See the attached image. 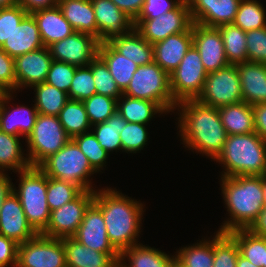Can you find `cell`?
<instances>
[{"instance_id": "cell-28", "label": "cell", "mask_w": 266, "mask_h": 267, "mask_svg": "<svg viewBox=\"0 0 266 267\" xmlns=\"http://www.w3.org/2000/svg\"><path fill=\"white\" fill-rule=\"evenodd\" d=\"M58 6L74 31L97 38V23L91 0H59Z\"/></svg>"}, {"instance_id": "cell-13", "label": "cell", "mask_w": 266, "mask_h": 267, "mask_svg": "<svg viewBox=\"0 0 266 267\" xmlns=\"http://www.w3.org/2000/svg\"><path fill=\"white\" fill-rule=\"evenodd\" d=\"M93 201L94 191H83L71 202L51 211L49 223L41 235L50 238L72 237Z\"/></svg>"}, {"instance_id": "cell-50", "label": "cell", "mask_w": 266, "mask_h": 267, "mask_svg": "<svg viewBox=\"0 0 266 267\" xmlns=\"http://www.w3.org/2000/svg\"><path fill=\"white\" fill-rule=\"evenodd\" d=\"M27 14L20 5L0 9V47Z\"/></svg>"}, {"instance_id": "cell-44", "label": "cell", "mask_w": 266, "mask_h": 267, "mask_svg": "<svg viewBox=\"0 0 266 267\" xmlns=\"http://www.w3.org/2000/svg\"><path fill=\"white\" fill-rule=\"evenodd\" d=\"M85 154L91 166L99 173L106 166L109 153L102 148L93 132H86L72 138Z\"/></svg>"}, {"instance_id": "cell-22", "label": "cell", "mask_w": 266, "mask_h": 267, "mask_svg": "<svg viewBox=\"0 0 266 267\" xmlns=\"http://www.w3.org/2000/svg\"><path fill=\"white\" fill-rule=\"evenodd\" d=\"M67 267H118L120 253H103L82 245L73 237L61 238Z\"/></svg>"}, {"instance_id": "cell-36", "label": "cell", "mask_w": 266, "mask_h": 267, "mask_svg": "<svg viewBox=\"0 0 266 267\" xmlns=\"http://www.w3.org/2000/svg\"><path fill=\"white\" fill-rule=\"evenodd\" d=\"M31 88L35 92V104H33L38 114L58 116L66 102L69 100L68 94L46 82L36 84Z\"/></svg>"}, {"instance_id": "cell-31", "label": "cell", "mask_w": 266, "mask_h": 267, "mask_svg": "<svg viewBox=\"0 0 266 267\" xmlns=\"http://www.w3.org/2000/svg\"><path fill=\"white\" fill-rule=\"evenodd\" d=\"M98 56L108 66L110 74L119 89L124 92L129 86L133 74L139 65L122 56L109 43L99 45Z\"/></svg>"}, {"instance_id": "cell-10", "label": "cell", "mask_w": 266, "mask_h": 267, "mask_svg": "<svg viewBox=\"0 0 266 267\" xmlns=\"http://www.w3.org/2000/svg\"><path fill=\"white\" fill-rule=\"evenodd\" d=\"M197 100L214 108L238 104L243 101L242 86L236 65L208 73L202 93Z\"/></svg>"}, {"instance_id": "cell-20", "label": "cell", "mask_w": 266, "mask_h": 267, "mask_svg": "<svg viewBox=\"0 0 266 267\" xmlns=\"http://www.w3.org/2000/svg\"><path fill=\"white\" fill-rule=\"evenodd\" d=\"M72 237L95 251L119 253L110 243L102 211L94 203L86 210L81 224Z\"/></svg>"}, {"instance_id": "cell-12", "label": "cell", "mask_w": 266, "mask_h": 267, "mask_svg": "<svg viewBox=\"0 0 266 267\" xmlns=\"http://www.w3.org/2000/svg\"><path fill=\"white\" fill-rule=\"evenodd\" d=\"M193 24L187 0L153 20H135L134 29L152 45L168 36L186 32Z\"/></svg>"}, {"instance_id": "cell-14", "label": "cell", "mask_w": 266, "mask_h": 267, "mask_svg": "<svg viewBox=\"0 0 266 267\" xmlns=\"http://www.w3.org/2000/svg\"><path fill=\"white\" fill-rule=\"evenodd\" d=\"M99 40L93 35L73 32L49 46L53 60L76 67L88 66L97 56Z\"/></svg>"}, {"instance_id": "cell-29", "label": "cell", "mask_w": 266, "mask_h": 267, "mask_svg": "<svg viewBox=\"0 0 266 267\" xmlns=\"http://www.w3.org/2000/svg\"><path fill=\"white\" fill-rule=\"evenodd\" d=\"M109 44L122 56L137 65H145L154 61V48L135 29L123 36L113 38Z\"/></svg>"}, {"instance_id": "cell-56", "label": "cell", "mask_w": 266, "mask_h": 267, "mask_svg": "<svg viewBox=\"0 0 266 267\" xmlns=\"http://www.w3.org/2000/svg\"><path fill=\"white\" fill-rule=\"evenodd\" d=\"M20 5L28 14L35 11L52 8L58 5L59 0H17Z\"/></svg>"}, {"instance_id": "cell-26", "label": "cell", "mask_w": 266, "mask_h": 267, "mask_svg": "<svg viewBox=\"0 0 266 267\" xmlns=\"http://www.w3.org/2000/svg\"><path fill=\"white\" fill-rule=\"evenodd\" d=\"M32 15L37 22L45 47H49L54 42L60 41L75 32L58 5L35 11Z\"/></svg>"}, {"instance_id": "cell-3", "label": "cell", "mask_w": 266, "mask_h": 267, "mask_svg": "<svg viewBox=\"0 0 266 267\" xmlns=\"http://www.w3.org/2000/svg\"><path fill=\"white\" fill-rule=\"evenodd\" d=\"M221 190L230 219L218 231L248 229L264 207L262 176L221 177Z\"/></svg>"}, {"instance_id": "cell-41", "label": "cell", "mask_w": 266, "mask_h": 267, "mask_svg": "<svg viewBox=\"0 0 266 267\" xmlns=\"http://www.w3.org/2000/svg\"><path fill=\"white\" fill-rule=\"evenodd\" d=\"M83 190L70 182L47 177V203L50 211L77 198Z\"/></svg>"}, {"instance_id": "cell-47", "label": "cell", "mask_w": 266, "mask_h": 267, "mask_svg": "<svg viewBox=\"0 0 266 267\" xmlns=\"http://www.w3.org/2000/svg\"><path fill=\"white\" fill-rule=\"evenodd\" d=\"M120 134L122 151L137 153L144 149L148 141V131L145 124L127 122Z\"/></svg>"}, {"instance_id": "cell-24", "label": "cell", "mask_w": 266, "mask_h": 267, "mask_svg": "<svg viewBox=\"0 0 266 267\" xmlns=\"http://www.w3.org/2000/svg\"><path fill=\"white\" fill-rule=\"evenodd\" d=\"M42 47L44 44L37 22L32 14H27L0 48L15 58Z\"/></svg>"}, {"instance_id": "cell-38", "label": "cell", "mask_w": 266, "mask_h": 267, "mask_svg": "<svg viewBox=\"0 0 266 267\" xmlns=\"http://www.w3.org/2000/svg\"><path fill=\"white\" fill-rule=\"evenodd\" d=\"M58 119L71 139L79 134L90 132L89 122L83 102L69 99L59 112Z\"/></svg>"}, {"instance_id": "cell-46", "label": "cell", "mask_w": 266, "mask_h": 267, "mask_svg": "<svg viewBox=\"0 0 266 267\" xmlns=\"http://www.w3.org/2000/svg\"><path fill=\"white\" fill-rule=\"evenodd\" d=\"M95 93L96 87L91 72V63L88 66L77 67L68 92V98L83 102Z\"/></svg>"}, {"instance_id": "cell-17", "label": "cell", "mask_w": 266, "mask_h": 267, "mask_svg": "<svg viewBox=\"0 0 266 267\" xmlns=\"http://www.w3.org/2000/svg\"><path fill=\"white\" fill-rule=\"evenodd\" d=\"M194 23L219 27L233 24L241 0H187Z\"/></svg>"}, {"instance_id": "cell-5", "label": "cell", "mask_w": 266, "mask_h": 267, "mask_svg": "<svg viewBox=\"0 0 266 267\" xmlns=\"http://www.w3.org/2000/svg\"><path fill=\"white\" fill-rule=\"evenodd\" d=\"M38 167L47 177L73 183L83 191L96 190L89 178L97 171L73 139L57 153L43 160Z\"/></svg>"}, {"instance_id": "cell-61", "label": "cell", "mask_w": 266, "mask_h": 267, "mask_svg": "<svg viewBox=\"0 0 266 267\" xmlns=\"http://www.w3.org/2000/svg\"><path fill=\"white\" fill-rule=\"evenodd\" d=\"M9 91L0 84V104L4 101V99L7 97Z\"/></svg>"}, {"instance_id": "cell-37", "label": "cell", "mask_w": 266, "mask_h": 267, "mask_svg": "<svg viewBox=\"0 0 266 267\" xmlns=\"http://www.w3.org/2000/svg\"><path fill=\"white\" fill-rule=\"evenodd\" d=\"M221 33L224 50L229 64L236 65L248 62L246 31L234 24H224L217 27Z\"/></svg>"}, {"instance_id": "cell-27", "label": "cell", "mask_w": 266, "mask_h": 267, "mask_svg": "<svg viewBox=\"0 0 266 267\" xmlns=\"http://www.w3.org/2000/svg\"><path fill=\"white\" fill-rule=\"evenodd\" d=\"M126 258L128 264L126 263ZM175 256L153 247L137 244L120 253L119 267H176Z\"/></svg>"}, {"instance_id": "cell-11", "label": "cell", "mask_w": 266, "mask_h": 267, "mask_svg": "<svg viewBox=\"0 0 266 267\" xmlns=\"http://www.w3.org/2000/svg\"><path fill=\"white\" fill-rule=\"evenodd\" d=\"M17 267H67L62 239L37 234L18 244Z\"/></svg>"}, {"instance_id": "cell-7", "label": "cell", "mask_w": 266, "mask_h": 267, "mask_svg": "<svg viewBox=\"0 0 266 267\" xmlns=\"http://www.w3.org/2000/svg\"><path fill=\"white\" fill-rule=\"evenodd\" d=\"M123 95L153 101L166 113L173 112L177 103L170 90V76L154 61L138 66Z\"/></svg>"}, {"instance_id": "cell-1", "label": "cell", "mask_w": 266, "mask_h": 267, "mask_svg": "<svg viewBox=\"0 0 266 267\" xmlns=\"http://www.w3.org/2000/svg\"><path fill=\"white\" fill-rule=\"evenodd\" d=\"M176 108L180 112L177 127L182 144L214 161L223 151L227 138L218 108L205 105L197 99L183 100Z\"/></svg>"}, {"instance_id": "cell-19", "label": "cell", "mask_w": 266, "mask_h": 267, "mask_svg": "<svg viewBox=\"0 0 266 267\" xmlns=\"http://www.w3.org/2000/svg\"><path fill=\"white\" fill-rule=\"evenodd\" d=\"M0 235L17 244L34 238L37 233L27 222L19 197L12 191L0 209Z\"/></svg>"}, {"instance_id": "cell-8", "label": "cell", "mask_w": 266, "mask_h": 267, "mask_svg": "<svg viewBox=\"0 0 266 267\" xmlns=\"http://www.w3.org/2000/svg\"><path fill=\"white\" fill-rule=\"evenodd\" d=\"M71 137L63 129L58 116L38 114L33 131L26 137L31 166H38L51 154L57 153Z\"/></svg>"}, {"instance_id": "cell-23", "label": "cell", "mask_w": 266, "mask_h": 267, "mask_svg": "<svg viewBox=\"0 0 266 267\" xmlns=\"http://www.w3.org/2000/svg\"><path fill=\"white\" fill-rule=\"evenodd\" d=\"M13 94L14 92H9L0 104V130L7 134L25 137L26 139L33 131L38 112L35 106L31 107V109L21 105L10 109V106L8 107L7 104L14 98L12 97Z\"/></svg>"}, {"instance_id": "cell-54", "label": "cell", "mask_w": 266, "mask_h": 267, "mask_svg": "<svg viewBox=\"0 0 266 267\" xmlns=\"http://www.w3.org/2000/svg\"><path fill=\"white\" fill-rule=\"evenodd\" d=\"M121 11L135 21L145 0H111Z\"/></svg>"}, {"instance_id": "cell-33", "label": "cell", "mask_w": 266, "mask_h": 267, "mask_svg": "<svg viewBox=\"0 0 266 267\" xmlns=\"http://www.w3.org/2000/svg\"><path fill=\"white\" fill-rule=\"evenodd\" d=\"M20 138L0 130V173L8 170L16 173L31 167L28 157L23 156Z\"/></svg>"}, {"instance_id": "cell-55", "label": "cell", "mask_w": 266, "mask_h": 267, "mask_svg": "<svg viewBox=\"0 0 266 267\" xmlns=\"http://www.w3.org/2000/svg\"><path fill=\"white\" fill-rule=\"evenodd\" d=\"M255 132L266 140V103L253 105Z\"/></svg>"}, {"instance_id": "cell-16", "label": "cell", "mask_w": 266, "mask_h": 267, "mask_svg": "<svg viewBox=\"0 0 266 267\" xmlns=\"http://www.w3.org/2000/svg\"><path fill=\"white\" fill-rule=\"evenodd\" d=\"M97 23L99 43H109L134 29V21L111 0H91Z\"/></svg>"}, {"instance_id": "cell-59", "label": "cell", "mask_w": 266, "mask_h": 267, "mask_svg": "<svg viewBox=\"0 0 266 267\" xmlns=\"http://www.w3.org/2000/svg\"><path fill=\"white\" fill-rule=\"evenodd\" d=\"M236 267H261V266H256L252 264L248 259H246L239 253V256L237 257Z\"/></svg>"}, {"instance_id": "cell-48", "label": "cell", "mask_w": 266, "mask_h": 267, "mask_svg": "<svg viewBox=\"0 0 266 267\" xmlns=\"http://www.w3.org/2000/svg\"><path fill=\"white\" fill-rule=\"evenodd\" d=\"M76 68L69 63L53 60L45 82L68 94Z\"/></svg>"}, {"instance_id": "cell-30", "label": "cell", "mask_w": 266, "mask_h": 267, "mask_svg": "<svg viewBox=\"0 0 266 267\" xmlns=\"http://www.w3.org/2000/svg\"><path fill=\"white\" fill-rule=\"evenodd\" d=\"M227 135L255 132L253 107L242 101L218 108Z\"/></svg>"}, {"instance_id": "cell-60", "label": "cell", "mask_w": 266, "mask_h": 267, "mask_svg": "<svg viewBox=\"0 0 266 267\" xmlns=\"http://www.w3.org/2000/svg\"><path fill=\"white\" fill-rule=\"evenodd\" d=\"M18 5L17 0H0V9Z\"/></svg>"}, {"instance_id": "cell-9", "label": "cell", "mask_w": 266, "mask_h": 267, "mask_svg": "<svg viewBox=\"0 0 266 267\" xmlns=\"http://www.w3.org/2000/svg\"><path fill=\"white\" fill-rule=\"evenodd\" d=\"M207 75L199 52L192 45L179 66L169 74L174 101L178 104L183 100L197 99L202 93Z\"/></svg>"}, {"instance_id": "cell-34", "label": "cell", "mask_w": 266, "mask_h": 267, "mask_svg": "<svg viewBox=\"0 0 266 267\" xmlns=\"http://www.w3.org/2000/svg\"><path fill=\"white\" fill-rule=\"evenodd\" d=\"M205 239L177 250V254L174 255L176 263L180 267H213L214 237L212 240Z\"/></svg>"}, {"instance_id": "cell-51", "label": "cell", "mask_w": 266, "mask_h": 267, "mask_svg": "<svg viewBox=\"0 0 266 267\" xmlns=\"http://www.w3.org/2000/svg\"><path fill=\"white\" fill-rule=\"evenodd\" d=\"M183 0H145L136 20H153L175 9Z\"/></svg>"}, {"instance_id": "cell-18", "label": "cell", "mask_w": 266, "mask_h": 267, "mask_svg": "<svg viewBox=\"0 0 266 267\" xmlns=\"http://www.w3.org/2000/svg\"><path fill=\"white\" fill-rule=\"evenodd\" d=\"M53 61L49 47H42L14 58L17 90L46 81Z\"/></svg>"}, {"instance_id": "cell-25", "label": "cell", "mask_w": 266, "mask_h": 267, "mask_svg": "<svg viewBox=\"0 0 266 267\" xmlns=\"http://www.w3.org/2000/svg\"><path fill=\"white\" fill-rule=\"evenodd\" d=\"M236 66L239 71L243 101L252 106L266 103V64L243 62Z\"/></svg>"}, {"instance_id": "cell-49", "label": "cell", "mask_w": 266, "mask_h": 267, "mask_svg": "<svg viewBox=\"0 0 266 267\" xmlns=\"http://www.w3.org/2000/svg\"><path fill=\"white\" fill-rule=\"evenodd\" d=\"M248 62L266 64V27L246 31Z\"/></svg>"}, {"instance_id": "cell-58", "label": "cell", "mask_w": 266, "mask_h": 267, "mask_svg": "<svg viewBox=\"0 0 266 267\" xmlns=\"http://www.w3.org/2000/svg\"><path fill=\"white\" fill-rule=\"evenodd\" d=\"M11 181L12 180H10L8 174L0 173V209L5 199L13 191V187L15 186Z\"/></svg>"}, {"instance_id": "cell-6", "label": "cell", "mask_w": 266, "mask_h": 267, "mask_svg": "<svg viewBox=\"0 0 266 267\" xmlns=\"http://www.w3.org/2000/svg\"><path fill=\"white\" fill-rule=\"evenodd\" d=\"M19 186L13 192L19 197L27 222L37 234H41L50 220L47 203V176L38 166L18 172Z\"/></svg>"}, {"instance_id": "cell-57", "label": "cell", "mask_w": 266, "mask_h": 267, "mask_svg": "<svg viewBox=\"0 0 266 267\" xmlns=\"http://www.w3.org/2000/svg\"><path fill=\"white\" fill-rule=\"evenodd\" d=\"M248 230L257 236L266 238V205H264L259 216L251 224Z\"/></svg>"}, {"instance_id": "cell-45", "label": "cell", "mask_w": 266, "mask_h": 267, "mask_svg": "<svg viewBox=\"0 0 266 267\" xmlns=\"http://www.w3.org/2000/svg\"><path fill=\"white\" fill-rule=\"evenodd\" d=\"M91 72L97 94L106 95L116 100L123 95V92L119 89L110 74L108 66L99 56L91 62Z\"/></svg>"}, {"instance_id": "cell-32", "label": "cell", "mask_w": 266, "mask_h": 267, "mask_svg": "<svg viewBox=\"0 0 266 267\" xmlns=\"http://www.w3.org/2000/svg\"><path fill=\"white\" fill-rule=\"evenodd\" d=\"M123 99V100H122ZM117 112L127 121L147 124L157 113L166 112L155 102L122 95L117 100Z\"/></svg>"}, {"instance_id": "cell-2", "label": "cell", "mask_w": 266, "mask_h": 267, "mask_svg": "<svg viewBox=\"0 0 266 267\" xmlns=\"http://www.w3.org/2000/svg\"><path fill=\"white\" fill-rule=\"evenodd\" d=\"M98 190L94 191L93 203L102 211L107 237L113 247L121 253L140 244L138 237L145 205L113 188Z\"/></svg>"}, {"instance_id": "cell-4", "label": "cell", "mask_w": 266, "mask_h": 267, "mask_svg": "<svg viewBox=\"0 0 266 267\" xmlns=\"http://www.w3.org/2000/svg\"><path fill=\"white\" fill-rule=\"evenodd\" d=\"M215 161L224 168L222 177L262 176L266 174V140L256 132L227 135Z\"/></svg>"}, {"instance_id": "cell-15", "label": "cell", "mask_w": 266, "mask_h": 267, "mask_svg": "<svg viewBox=\"0 0 266 267\" xmlns=\"http://www.w3.org/2000/svg\"><path fill=\"white\" fill-rule=\"evenodd\" d=\"M193 45L198 50L207 73L229 65L221 33L216 27L192 24Z\"/></svg>"}, {"instance_id": "cell-21", "label": "cell", "mask_w": 266, "mask_h": 267, "mask_svg": "<svg viewBox=\"0 0 266 267\" xmlns=\"http://www.w3.org/2000/svg\"><path fill=\"white\" fill-rule=\"evenodd\" d=\"M192 45L191 26L186 32L168 36L163 41L153 44L154 62L170 74L179 66Z\"/></svg>"}, {"instance_id": "cell-40", "label": "cell", "mask_w": 266, "mask_h": 267, "mask_svg": "<svg viewBox=\"0 0 266 267\" xmlns=\"http://www.w3.org/2000/svg\"><path fill=\"white\" fill-rule=\"evenodd\" d=\"M233 24L243 31L266 27V11L257 0H241Z\"/></svg>"}, {"instance_id": "cell-53", "label": "cell", "mask_w": 266, "mask_h": 267, "mask_svg": "<svg viewBox=\"0 0 266 267\" xmlns=\"http://www.w3.org/2000/svg\"><path fill=\"white\" fill-rule=\"evenodd\" d=\"M18 244L0 235V267H17Z\"/></svg>"}, {"instance_id": "cell-35", "label": "cell", "mask_w": 266, "mask_h": 267, "mask_svg": "<svg viewBox=\"0 0 266 267\" xmlns=\"http://www.w3.org/2000/svg\"><path fill=\"white\" fill-rule=\"evenodd\" d=\"M236 240L240 254L256 266L266 267V238L251 233L248 229L229 232Z\"/></svg>"}, {"instance_id": "cell-42", "label": "cell", "mask_w": 266, "mask_h": 267, "mask_svg": "<svg viewBox=\"0 0 266 267\" xmlns=\"http://www.w3.org/2000/svg\"><path fill=\"white\" fill-rule=\"evenodd\" d=\"M239 253L236 240L229 233H215L213 267H236Z\"/></svg>"}, {"instance_id": "cell-52", "label": "cell", "mask_w": 266, "mask_h": 267, "mask_svg": "<svg viewBox=\"0 0 266 267\" xmlns=\"http://www.w3.org/2000/svg\"><path fill=\"white\" fill-rule=\"evenodd\" d=\"M0 84L9 92L17 90L14 58L0 48Z\"/></svg>"}, {"instance_id": "cell-39", "label": "cell", "mask_w": 266, "mask_h": 267, "mask_svg": "<svg viewBox=\"0 0 266 267\" xmlns=\"http://www.w3.org/2000/svg\"><path fill=\"white\" fill-rule=\"evenodd\" d=\"M126 123L127 121L116 111L107 121L93 125L90 131L93 132L102 148L110 153L114 150H122L119 133L122 132Z\"/></svg>"}, {"instance_id": "cell-62", "label": "cell", "mask_w": 266, "mask_h": 267, "mask_svg": "<svg viewBox=\"0 0 266 267\" xmlns=\"http://www.w3.org/2000/svg\"><path fill=\"white\" fill-rule=\"evenodd\" d=\"M262 187H263L264 205H266V174L262 175Z\"/></svg>"}, {"instance_id": "cell-43", "label": "cell", "mask_w": 266, "mask_h": 267, "mask_svg": "<svg viewBox=\"0 0 266 267\" xmlns=\"http://www.w3.org/2000/svg\"><path fill=\"white\" fill-rule=\"evenodd\" d=\"M90 124L107 121L117 111V100L95 93L83 101Z\"/></svg>"}]
</instances>
